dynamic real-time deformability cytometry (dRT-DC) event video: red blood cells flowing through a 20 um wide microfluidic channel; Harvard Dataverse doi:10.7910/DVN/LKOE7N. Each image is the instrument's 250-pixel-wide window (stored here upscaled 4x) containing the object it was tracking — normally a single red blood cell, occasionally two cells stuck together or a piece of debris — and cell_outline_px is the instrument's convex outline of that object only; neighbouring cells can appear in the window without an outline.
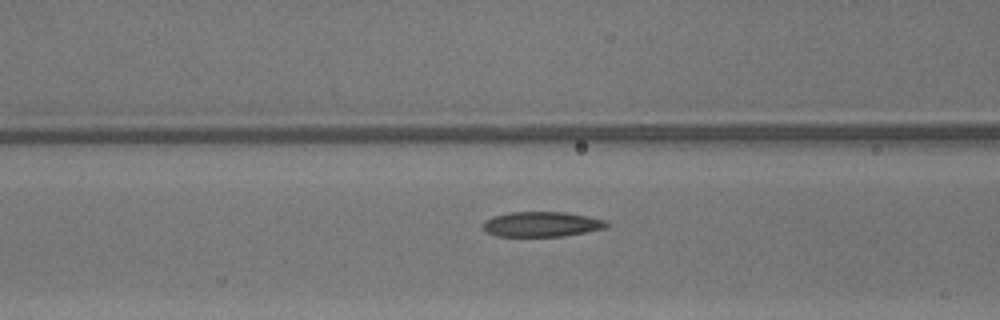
{"species": "common noctule bat (a hibernating species)", "species_latin": "Nyctalus noctula", "temperature_condition": "warm", "stored_images_in_passage": 49, "camera_frame_rate_fps": 3000, "um_per_image_px": 0.085, "animal": {"sex": "male", "body_mass_g": 13.3}, "frame": {"image": 1, "passage_image": 21, "time_ms": 6.667, "image_size_px": [1000, 320], "cell_outline_px": [[608, 228], [564, 236], [496, 236], [488, 232], [480, 224], [484, 220], [492, 216], [508, 212], [564, 212], [588, 216], [604, 220], [608, 224]], "centroid_in_image_um": [46.02, 19.05], "position_along_channel_um": 120.6, "area_um2": 18.15}}
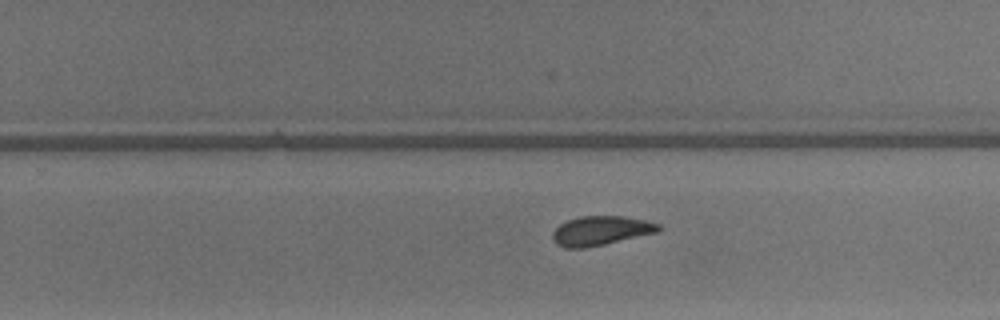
{"frame": {"image": 2, "passage_image": 32, "time_ms": 10.333, "image_size_px": [1000, 320], "cell_outline_px": [[660, 232], [604, 244], [584, 248], [564, 248], [556, 244], [552, 236], [552, 232], [560, 224], [568, 220], [580, 216], [624, 216], [644, 220], [660, 224]], "centroid_in_image_um": [51.07, 19.61], "position_along_channel_um": 278.7, "area_um2": 18.09}}
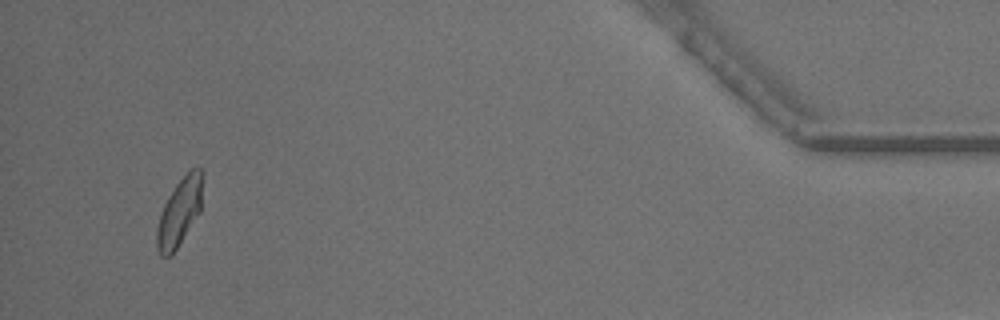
{"frame": {"image": 3, "passage_image": 47, "time_ms": 15.333, "image_size_px": [1000, 320], "cell_outline_px": [[204, 172], [200, 212], [172, 256], [160, 256], [156, 248], [156, 228], [164, 204], [168, 196], [176, 184], [192, 168], [200, 168]], "centroid_in_image_um": [15.26, 18.04], "position_along_channel_um": 419.9, "area_um2": 18.15}, "authors_computed_cell_mechanics": {"area_um2": 18.3226, "velocity_mm_per_s": 4.3186, "shape_relaxation_time_tau1_ms": 6.2056, "shape_relaxation_time_tau2_ms": 2.2726, "deformation_change_tau1": 0.1685, "deformation_change_tau2": 0.0873}}